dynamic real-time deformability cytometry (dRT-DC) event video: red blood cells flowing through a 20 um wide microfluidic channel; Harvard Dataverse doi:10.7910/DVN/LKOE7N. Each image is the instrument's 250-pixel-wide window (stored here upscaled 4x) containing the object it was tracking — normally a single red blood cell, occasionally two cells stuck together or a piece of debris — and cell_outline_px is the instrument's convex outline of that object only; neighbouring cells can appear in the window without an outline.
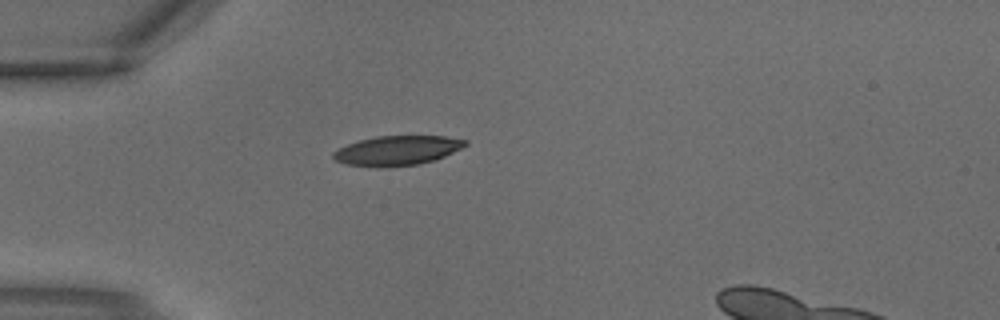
{"species": "common noctule bat (a hibernating species)", "species_latin": "Nyctalus noctula", "temperature_condition": "warm", "stored_images_in_passage": 2, "camera_frame_rate_fps": 3000, "um_per_image_px": 0.085, "animal": {"sex": "male", "body_mass_g": 18.8}, "frame": {"image": 1, "passage_image": 1, "time_ms": 0.0, "image_size_px": [1000, 320], "cell_outline_px": [[468, 144], [436, 160], [420, 164], [388, 168], [380, 168], [344, 164], [336, 160], [332, 156], [332, 152], [348, 144], [360, 140], [376, 136], [444, 136], [468, 140]], "centroid_in_image_um": [33.75, 12.81], "position_along_channel_um": 51.3, "area_um2": 22.95}}